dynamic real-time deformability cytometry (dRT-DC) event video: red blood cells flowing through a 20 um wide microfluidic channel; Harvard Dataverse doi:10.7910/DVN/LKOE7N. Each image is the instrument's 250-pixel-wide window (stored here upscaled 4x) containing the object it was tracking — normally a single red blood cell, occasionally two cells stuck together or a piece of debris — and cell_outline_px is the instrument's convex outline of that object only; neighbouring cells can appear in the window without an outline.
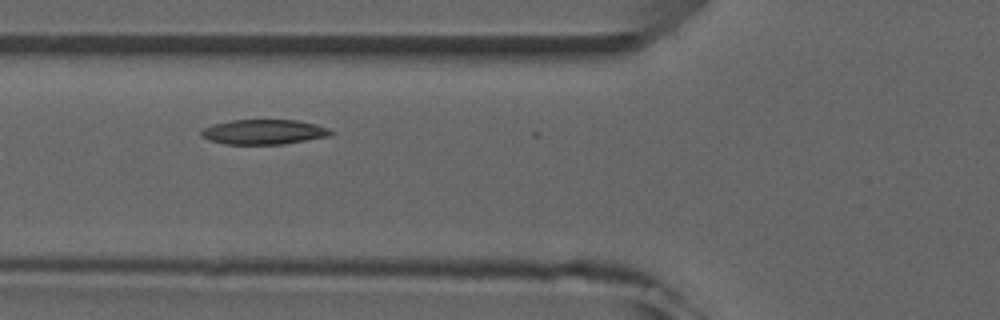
{"species": "common noctule bat (a hibernating species)", "species_latin": "Nyctalus noctula", "temperature_condition": "room temperature", "stored_images_in_passage": 5, "camera_frame_rate_fps": 3000, "um_per_image_px": 0.085, "animal": {"sex": "male", "forearm_length_mm": 52.5}, "frame": {"image": 1, "passage_image": 2, "time_ms": 1.0, "image_size_px": [1000, 320], "cell_outline_px": [[336, 132], [328, 136], [284, 144], [224, 144], [208, 140], [200, 136], [200, 132], [204, 128], [212, 124], [232, 120], [296, 120], [316, 124], [328, 128]], "centroid_in_image_um": [22.41, 11.21], "position_along_channel_um": 103.4, "area_um2": 18.84}}
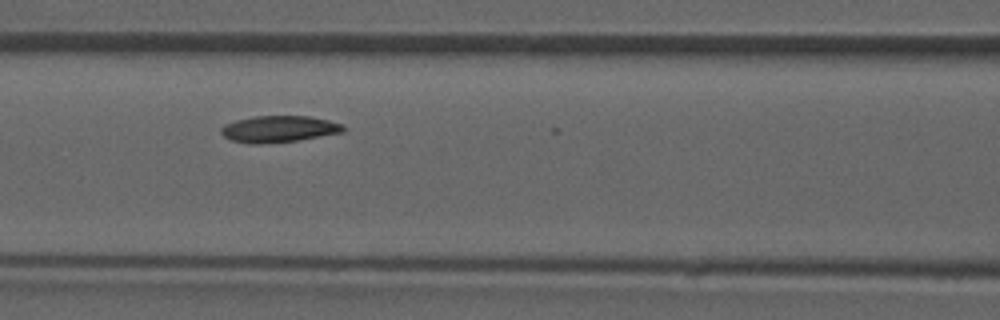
{"frame": {"image": 2, "passage_image": 3, "time_ms": 2.0, "image_size_px": [1000, 320], "cell_outline_px": [[348, 128], [344, 132], [296, 140], [260, 144], [252, 144], [228, 140], [220, 132], [220, 128], [224, 124], [236, 120], [256, 116], [308, 116], [328, 120], [344, 124]], "centroid_in_image_um": [23.7, 10.96], "position_along_channel_um": 142.9, "area_um2": 19.02}}